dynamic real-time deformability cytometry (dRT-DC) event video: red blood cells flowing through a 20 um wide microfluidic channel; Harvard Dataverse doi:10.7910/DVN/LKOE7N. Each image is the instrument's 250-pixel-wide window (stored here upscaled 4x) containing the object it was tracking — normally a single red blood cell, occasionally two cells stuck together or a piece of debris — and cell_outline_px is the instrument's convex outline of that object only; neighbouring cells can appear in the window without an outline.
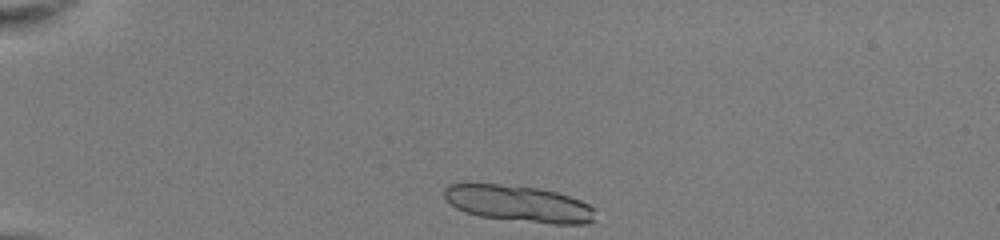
{"species": "common noctule bat (a hibernating species)", "species_latin": "Nyctalus noctula", "temperature_condition": "room temperature", "stored_images_in_passage": 40, "segment_of_instrument_passage": [1, 2], "camera_frame_rate_fps": 3000, "um_per_image_px": 0.085, "animal": {"sex": "female", "body_mass_g": 22.0, "forearm_length_mm": 56.7}, "frame": {"image": 1, "passage_image": 1, "time_ms": 0.0, "image_size_px": [1000, 240], "cell_outline_px": [[596, 220], [588, 224], [552, 224], [480, 216], [464, 212], [456, 208], [444, 196], [444, 188], [448, 184], [468, 180], [540, 188], [556, 192], [580, 200], [596, 208]], "centroid_in_image_um": [44.06, 17.27], "position_along_channel_um": 40.9, "area_um2": 33.0}}